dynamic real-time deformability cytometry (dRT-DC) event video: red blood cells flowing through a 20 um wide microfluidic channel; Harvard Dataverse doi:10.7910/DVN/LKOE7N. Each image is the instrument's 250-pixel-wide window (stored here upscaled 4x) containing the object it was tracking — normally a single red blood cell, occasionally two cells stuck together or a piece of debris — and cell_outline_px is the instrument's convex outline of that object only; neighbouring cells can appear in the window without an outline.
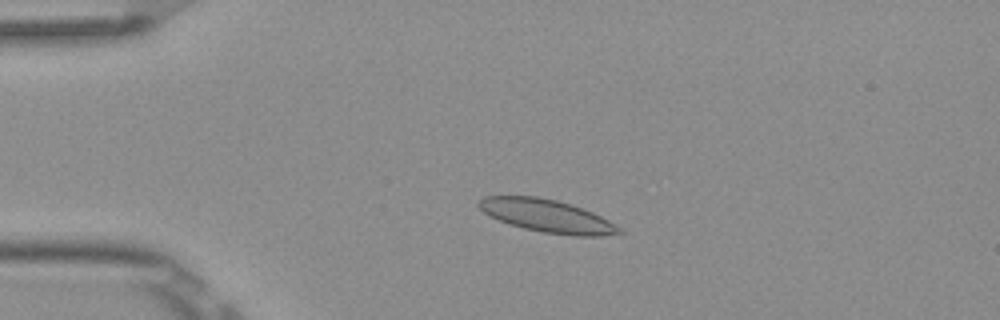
{"species": "Egyptian fruit bat (a non-hibernating species)", "species_latin": "Rousettus aegyptiacus", "temperature_condition": "room temperature", "stored_images_in_passage": 4, "camera_frame_rate_fps": 3000, "um_per_image_px": 0.085, "frame": {"image": 1, "passage_image": 3, "time_ms": 0.667, "image_size_px": [1000, 320], "cell_outline_px": [[624, 232], [600, 236], [576, 236], [544, 232], [524, 228], [500, 220], [484, 212], [476, 204], [476, 200], [484, 196], [536, 196], [556, 200], [572, 204], [592, 212], [608, 220], [620, 228]], "centroid_in_image_um": [46.49, 18.34], "position_along_channel_um": 38.5, "area_um2": 26.53}}